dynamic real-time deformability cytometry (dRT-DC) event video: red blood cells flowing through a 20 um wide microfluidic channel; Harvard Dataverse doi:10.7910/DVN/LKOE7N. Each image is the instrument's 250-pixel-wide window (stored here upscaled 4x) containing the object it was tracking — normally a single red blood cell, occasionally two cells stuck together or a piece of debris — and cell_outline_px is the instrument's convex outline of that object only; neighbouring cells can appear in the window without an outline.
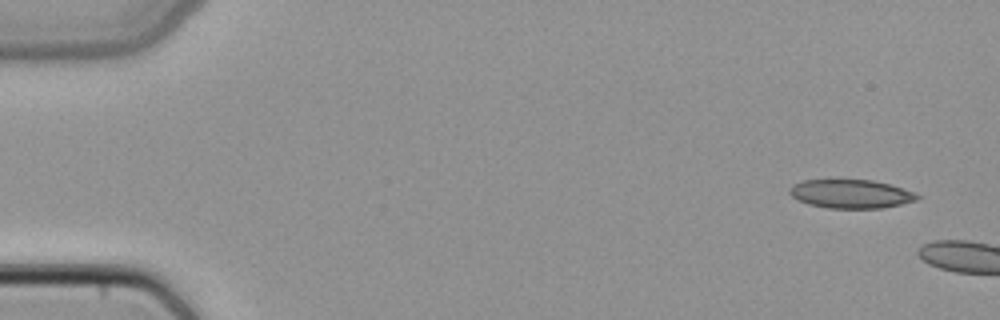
{"species": "common noctule bat (a hibernating species)", "species_latin": "Nyctalus noctula", "temperature_condition": "cold", "stored_images_in_passage": 4, "camera_frame_rate_fps": 3000, "um_per_image_px": 0.085, "animal": {"sex": "female", "body_mass_g": 22.7, "forearm_length_mm": 54.2}, "frame": {"image": 1, "passage_image": 1, "time_ms": 0.0, "image_size_px": [1000, 320], "cell_outline_px": [[920, 200], [880, 208], [828, 208], [808, 204], [796, 200], [788, 192], [788, 188], [792, 184], [804, 180], [872, 180], [888, 184], [916, 192], [920, 196]], "centroid_in_image_um": [72.31, 16.48], "position_along_channel_um": 12.7, "area_um2": 21.44}}